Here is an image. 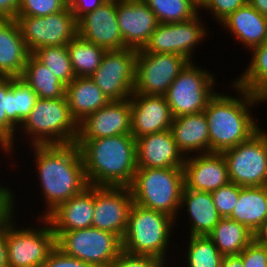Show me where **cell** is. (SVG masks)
<instances>
[{"label":"cell","instance_id":"40","mask_svg":"<svg viewBox=\"0 0 267 267\" xmlns=\"http://www.w3.org/2000/svg\"><path fill=\"white\" fill-rule=\"evenodd\" d=\"M248 0H204L200 10L207 9L216 22L220 23L231 13L242 7Z\"/></svg>","mask_w":267,"mask_h":267},{"label":"cell","instance_id":"14","mask_svg":"<svg viewBox=\"0 0 267 267\" xmlns=\"http://www.w3.org/2000/svg\"><path fill=\"white\" fill-rule=\"evenodd\" d=\"M200 14L178 23H158L143 52L178 54L192 62L193 51L209 35ZM208 33V34H207ZM197 45V46H196Z\"/></svg>","mask_w":267,"mask_h":267},{"label":"cell","instance_id":"30","mask_svg":"<svg viewBox=\"0 0 267 267\" xmlns=\"http://www.w3.org/2000/svg\"><path fill=\"white\" fill-rule=\"evenodd\" d=\"M208 236L223 256L238 255L254 239L250 230L228 217L221 218Z\"/></svg>","mask_w":267,"mask_h":267},{"label":"cell","instance_id":"34","mask_svg":"<svg viewBox=\"0 0 267 267\" xmlns=\"http://www.w3.org/2000/svg\"><path fill=\"white\" fill-rule=\"evenodd\" d=\"M155 14L158 23H178L191 20L200 8L191 0H143Z\"/></svg>","mask_w":267,"mask_h":267},{"label":"cell","instance_id":"39","mask_svg":"<svg viewBox=\"0 0 267 267\" xmlns=\"http://www.w3.org/2000/svg\"><path fill=\"white\" fill-rule=\"evenodd\" d=\"M240 190L241 186L233 182H229L228 184L211 192L214 205L218 214L222 218L229 217L231 215L234 206L238 201Z\"/></svg>","mask_w":267,"mask_h":267},{"label":"cell","instance_id":"45","mask_svg":"<svg viewBox=\"0 0 267 267\" xmlns=\"http://www.w3.org/2000/svg\"><path fill=\"white\" fill-rule=\"evenodd\" d=\"M107 0H67V7L72 11L78 21L88 12L94 11Z\"/></svg>","mask_w":267,"mask_h":267},{"label":"cell","instance_id":"52","mask_svg":"<svg viewBox=\"0 0 267 267\" xmlns=\"http://www.w3.org/2000/svg\"><path fill=\"white\" fill-rule=\"evenodd\" d=\"M0 148L3 150V152L4 153H6L7 152V154H8V150H7V147L0 141Z\"/></svg>","mask_w":267,"mask_h":267},{"label":"cell","instance_id":"21","mask_svg":"<svg viewBox=\"0 0 267 267\" xmlns=\"http://www.w3.org/2000/svg\"><path fill=\"white\" fill-rule=\"evenodd\" d=\"M137 168H183L185 157L169 130L136 139Z\"/></svg>","mask_w":267,"mask_h":267},{"label":"cell","instance_id":"8","mask_svg":"<svg viewBox=\"0 0 267 267\" xmlns=\"http://www.w3.org/2000/svg\"><path fill=\"white\" fill-rule=\"evenodd\" d=\"M55 246L96 267H110L122 251V240L112 232L89 227L60 233Z\"/></svg>","mask_w":267,"mask_h":267},{"label":"cell","instance_id":"17","mask_svg":"<svg viewBox=\"0 0 267 267\" xmlns=\"http://www.w3.org/2000/svg\"><path fill=\"white\" fill-rule=\"evenodd\" d=\"M116 11L126 48L143 49L158 25L155 14L143 0H116Z\"/></svg>","mask_w":267,"mask_h":267},{"label":"cell","instance_id":"15","mask_svg":"<svg viewBox=\"0 0 267 267\" xmlns=\"http://www.w3.org/2000/svg\"><path fill=\"white\" fill-rule=\"evenodd\" d=\"M133 203L130 187L94 186L92 227L112 232L122 240Z\"/></svg>","mask_w":267,"mask_h":267},{"label":"cell","instance_id":"16","mask_svg":"<svg viewBox=\"0 0 267 267\" xmlns=\"http://www.w3.org/2000/svg\"><path fill=\"white\" fill-rule=\"evenodd\" d=\"M78 36L105 50L126 49L118 26L116 0H107L78 21Z\"/></svg>","mask_w":267,"mask_h":267},{"label":"cell","instance_id":"49","mask_svg":"<svg viewBox=\"0 0 267 267\" xmlns=\"http://www.w3.org/2000/svg\"><path fill=\"white\" fill-rule=\"evenodd\" d=\"M254 239L260 244L267 246V221H265L261 228L256 232Z\"/></svg>","mask_w":267,"mask_h":267},{"label":"cell","instance_id":"7","mask_svg":"<svg viewBox=\"0 0 267 267\" xmlns=\"http://www.w3.org/2000/svg\"><path fill=\"white\" fill-rule=\"evenodd\" d=\"M195 65L194 61L179 73L164 95L174 118L203 112L214 91V74Z\"/></svg>","mask_w":267,"mask_h":267},{"label":"cell","instance_id":"10","mask_svg":"<svg viewBox=\"0 0 267 267\" xmlns=\"http://www.w3.org/2000/svg\"><path fill=\"white\" fill-rule=\"evenodd\" d=\"M230 182L267 186V132L260 128L247 141L222 152Z\"/></svg>","mask_w":267,"mask_h":267},{"label":"cell","instance_id":"24","mask_svg":"<svg viewBox=\"0 0 267 267\" xmlns=\"http://www.w3.org/2000/svg\"><path fill=\"white\" fill-rule=\"evenodd\" d=\"M170 131L185 158L196 155L197 152V154L209 152L208 123L204 112L173 118Z\"/></svg>","mask_w":267,"mask_h":267},{"label":"cell","instance_id":"18","mask_svg":"<svg viewBox=\"0 0 267 267\" xmlns=\"http://www.w3.org/2000/svg\"><path fill=\"white\" fill-rule=\"evenodd\" d=\"M131 134L130 98L110 101L78 123L77 139H97Z\"/></svg>","mask_w":267,"mask_h":267},{"label":"cell","instance_id":"44","mask_svg":"<svg viewBox=\"0 0 267 267\" xmlns=\"http://www.w3.org/2000/svg\"><path fill=\"white\" fill-rule=\"evenodd\" d=\"M11 188L0 185V231L15 217V195Z\"/></svg>","mask_w":267,"mask_h":267},{"label":"cell","instance_id":"3","mask_svg":"<svg viewBox=\"0 0 267 267\" xmlns=\"http://www.w3.org/2000/svg\"><path fill=\"white\" fill-rule=\"evenodd\" d=\"M89 185L127 186L137 170L136 139L131 134L76 139Z\"/></svg>","mask_w":267,"mask_h":267},{"label":"cell","instance_id":"26","mask_svg":"<svg viewBox=\"0 0 267 267\" xmlns=\"http://www.w3.org/2000/svg\"><path fill=\"white\" fill-rule=\"evenodd\" d=\"M180 211L185 207L190 223V236H208L222 218L214 205L211 192L195 191L184 186Z\"/></svg>","mask_w":267,"mask_h":267},{"label":"cell","instance_id":"36","mask_svg":"<svg viewBox=\"0 0 267 267\" xmlns=\"http://www.w3.org/2000/svg\"><path fill=\"white\" fill-rule=\"evenodd\" d=\"M187 267H221L223 255L209 236H189Z\"/></svg>","mask_w":267,"mask_h":267},{"label":"cell","instance_id":"47","mask_svg":"<svg viewBox=\"0 0 267 267\" xmlns=\"http://www.w3.org/2000/svg\"><path fill=\"white\" fill-rule=\"evenodd\" d=\"M0 267H8L5 227L0 231Z\"/></svg>","mask_w":267,"mask_h":267},{"label":"cell","instance_id":"32","mask_svg":"<svg viewBox=\"0 0 267 267\" xmlns=\"http://www.w3.org/2000/svg\"><path fill=\"white\" fill-rule=\"evenodd\" d=\"M75 77H91L99 68L107 50L83 40L78 35L67 44Z\"/></svg>","mask_w":267,"mask_h":267},{"label":"cell","instance_id":"35","mask_svg":"<svg viewBox=\"0 0 267 267\" xmlns=\"http://www.w3.org/2000/svg\"><path fill=\"white\" fill-rule=\"evenodd\" d=\"M32 55L45 65L65 86L75 78L67 45L37 48L32 52Z\"/></svg>","mask_w":267,"mask_h":267},{"label":"cell","instance_id":"11","mask_svg":"<svg viewBox=\"0 0 267 267\" xmlns=\"http://www.w3.org/2000/svg\"><path fill=\"white\" fill-rule=\"evenodd\" d=\"M15 20L31 53L41 47L67 45L78 35L77 20L68 7L44 17L16 16Z\"/></svg>","mask_w":267,"mask_h":267},{"label":"cell","instance_id":"23","mask_svg":"<svg viewBox=\"0 0 267 267\" xmlns=\"http://www.w3.org/2000/svg\"><path fill=\"white\" fill-rule=\"evenodd\" d=\"M32 53L15 19H0V76L21 77Z\"/></svg>","mask_w":267,"mask_h":267},{"label":"cell","instance_id":"28","mask_svg":"<svg viewBox=\"0 0 267 267\" xmlns=\"http://www.w3.org/2000/svg\"><path fill=\"white\" fill-rule=\"evenodd\" d=\"M266 216L267 186H241L238 201L228 218L244 225L255 235Z\"/></svg>","mask_w":267,"mask_h":267},{"label":"cell","instance_id":"22","mask_svg":"<svg viewBox=\"0 0 267 267\" xmlns=\"http://www.w3.org/2000/svg\"><path fill=\"white\" fill-rule=\"evenodd\" d=\"M94 186L60 204L46 219L52 226L55 238L63 232L92 227Z\"/></svg>","mask_w":267,"mask_h":267},{"label":"cell","instance_id":"12","mask_svg":"<svg viewBox=\"0 0 267 267\" xmlns=\"http://www.w3.org/2000/svg\"><path fill=\"white\" fill-rule=\"evenodd\" d=\"M189 62L187 58L178 54L137 50L133 93L164 96Z\"/></svg>","mask_w":267,"mask_h":267},{"label":"cell","instance_id":"42","mask_svg":"<svg viewBox=\"0 0 267 267\" xmlns=\"http://www.w3.org/2000/svg\"><path fill=\"white\" fill-rule=\"evenodd\" d=\"M244 267H267V246L253 239L239 254Z\"/></svg>","mask_w":267,"mask_h":267},{"label":"cell","instance_id":"29","mask_svg":"<svg viewBox=\"0 0 267 267\" xmlns=\"http://www.w3.org/2000/svg\"><path fill=\"white\" fill-rule=\"evenodd\" d=\"M42 99L65 97L66 86L32 54L20 77Z\"/></svg>","mask_w":267,"mask_h":267},{"label":"cell","instance_id":"5","mask_svg":"<svg viewBox=\"0 0 267 267\" xmlns=\"http://www.w3.org/2000/svg\"><path fill=\"white\" fill-rule=\"evenodd\" d=\"M184 186L183 168H137L129 187L135 204L177 220Z\"/></svg>","mask_w":267,"mask_h":267},{"label":"cell","instance_id":"20","mask_svg":"<svg viewBox=\"0 0 267 267\" xmlns=\"http://www.w3.org/2000/svg\"><path fill=\"white\" fill-rule=\"evenodd\" d=\"M183 170L187 189L212 192L230 182L222 153L208 152L186 157Z\"/></svg>","mask_w":267,"mask_h":267},{"label":"cell","instance_id":"4","mask_svg":"<svg viewBox=\"0 0 267 267\" xmlns=\"http://www.w3.org/2000/svg\"><path fill=\"white\" fill-rule=\"evenodd\" d=\"M175 221L165 213L133 203L127 229L122 238V250L134 255L153 256L168 262L166 251L171 242Z\"/></svg>","mask_w":267,"mask_h":267},{"label":"cell","instance_id":"48","mask_svg":"<svg viewBox=\"0 0 267 267\" xmlns=\"http://www.w3.org/2000/svg\"><path fill=\"white\" fill-rule=\"evenodd\" d=\"M221 267H244V264L239 255H227L223 256Z\"/></svg>","mask_w":267,"mask_h":267},{"label":"cell","instance_id":"6","mask_svg":"<svg viewBox=\"0 0 267 267\" xmlns=\"http://www.w3.org/2000/svg\"><path fill=\"white\" fill-rule=\"evenodd\" d=\"M18 130L25 133V138L29 135L31 145L69 144L76 142L78 123L71 115L66 96L38 98Z\"/></svg>","mask_w":267,"mask_h":267},{"label":"cell","instance_id":"50","mask_svg":"<svg viewBox=\"0 0 267 267\" xmlns=\"http://www.w3.org/2000/svg\"><path fill=\"white\" fill-rule=\"evenodd\" d=\"M248 3L260 14L267 17V0H248Z\"/></svg>","mask_w":267,"mask_h":267},{"label":"cell","instance_id":"2","mask_svg":"<svg viewBox=\"0 0 267 267\" xmlns=\"http://www.w3.org/2000/svg\"><path fill=\"white\" fill-rule=\"evenodd\" d=\"M232 84V88L240 96L217 92L203 111L208 123L209 152L222 153L247 141L260 129L258 118L256 121L253 119L250 108L267 102L235 83Z\"/></svg>","mask_w":267,"mask_h":267},{"label":"cell","instance_id":"13","mask_svg":"<svg viewBox=\"0 0 267 267\" xmlns=\"http://www.w3.org/2000/svg\"><path fill=\"white\" fill-rule=\"evenodd\" d=\"M137 50L126 48L106 51L91 79L110 101L131 97L135 83Z\"/></svg>","mask_w":267,"mask_h":267},{"label":"cell","instance_id":"33","mask_svg":"<svg viewBox=\"0 0 267 267\" xmlns=\"http://www.w3.org/2000/svg\"><path fill=\"white\" fill-rule=\"evenodd\" d=\"M8 119L19 129L38 100V95L20 77H8Z\"/></svg>","mask_w":267,"mask_h":267},{"label":"cell","instance_id":"46","mask_svg":"<svg viewBox=\"0 0 267 267\" xmlns=\"http://www.w3.org/2000/svg\"><path fill=\"white\" fill-rule=\"evenodd\" d=\"M21 0H0V19H15Z\"/></svg>","mask_w":267,"mask_h":267},{"label":"cell","instance_id":"9","mask_svg":"<svg viewBox=\"0 0 267 267\" xmlns=\"http://www.w3.org/2000/svg\"><path fill=\"white\" fill-rule=\"evenodd\" d=\"M39 219L45 226L19 228L14 219L5 225L8 267H41L46 261L55 247V234L46 218Z\"/></svg>","mask_w":267,"mask_h":267},{"label":"cell","instance_id":"38","mask_svg":"<svg viewBox=\"0 0 267 267\" xmlns=\"http://www.w3.org/2000/svg\"><path fill=\"white\" fill-rule=\"evenodd\" d=\"M67 7V0H21L17 16L44 17Z\"/></svg>","mask_w":267,"mask_h":267},{"label":"cell","instance_id":"1","mask_svg":"<svg viewBox=\"0 0 267 267\" xmlns=\"http://www.w3.org/2000/svg\"><path fill=\"white\" fill-rule=\"evenodd\" d=\"M31 150L46 203L45 211L38 218H46L60 204L83 192L90 185L76 143L31 145Z\"/></svg>","mask_w":267,"mask_h":267},{"label":"cell","instance_id":"25","mask_svg":"<svg viewBox=\"0 0 267 267\" xmlns=\"http://www.w3.org/2000/svg\"><path fill=\"white\" fill-rule=\"evenodd\" d=\"M220 24L249 51L267 42V17L260 14L248 2Z\"/></svg>","mask_w":267,"mask_h":267},{"label":"cell","instance_id":"41","mask_svg":"<svg viewBox=\"0 0 267 267\" xmlns=\"http://www.w3.org/2000/svg\"><path fill=\"white\" fill-rule=\"evenodd\" d=\"M164 261L148 255H134L121 251L110 267H166Z\"/></svg>","mask_w":267,"mask_h":267},{"label":"cell","instance_id":"37","mask_svg":"<svg viewBox=\"0 0 267 267\" xmlns=\"http://www.w3.org/2000/svg\"><path fill=\"white\" fill-rule=\"evenodd\" d=\"M8 104V76H0V141L7 147L10 155L13 154L15 132L18 128L8 119Z\"/></svg>","mask_w":267,"mask_h":267},{"label":"cell","instance_id":"43","mask_svg":"<svg viewBox=\"0 0 267 267\" xmlns=\"http://www.w3.org/2000/svg\"><path fill=\"white\" fill-rule=\"evenodd\" d=\"M41 267H96L92 264L84 262L80 259L71 257L66 253H63L56 246L47 256L46 261Z\"/></svg>","mask_w":267,"mask_h":267},{"label":"cell","instance_id":"19","mask_svg":"<svg viewBox=\"0 0 267 267\" xmlns=\"http://www.w3.org/2000/svg\"><path fill=\"white\" fill-rule=\"evenodd\" d=\"M130 106L131 135L135 139L170 129L174 117L165 96L132 93Z\"/></svg>","mask_w":267,"mask_h":267},{"label":"cell","instance_id":"27","mask_svg":"<svg viewBox=\"0 0 267 267\" xmlns=\"http://www.w3.org/2000/svg\"><path fill=\"white\" fill-rule=\"evenodd\" d=\"M65 96L71 115L77 123L110 102L90 77H75L66 86Z\"/></svg>","mask_w":267,"mask_h":267},{"label":"cell","instance_id":"51","mask_svg":"<svg viewBox=\"0 0 267 267\" xmlns=\"http://www.w3.org/2000/svg\"><path fill=\"white\" fill-rule=\"evenodd\" d=\"M191 1H193L200 8L204 0H191Z\"/></svg>","mask_w":267,"mask_h":267},{"label":"cell","instance_id":"31","mask_svg":"<svg viewBox=\"0 0 267 267\" xmlns=\"http://www.w3.org/2000/svg\"><path fill=\"white\" fill-rule=\"evenodd\" d=\"M250 52V64L233 83L267 102V42Z\"/></svg>","mask_w":267,"mask_h":267}]
</instances>
